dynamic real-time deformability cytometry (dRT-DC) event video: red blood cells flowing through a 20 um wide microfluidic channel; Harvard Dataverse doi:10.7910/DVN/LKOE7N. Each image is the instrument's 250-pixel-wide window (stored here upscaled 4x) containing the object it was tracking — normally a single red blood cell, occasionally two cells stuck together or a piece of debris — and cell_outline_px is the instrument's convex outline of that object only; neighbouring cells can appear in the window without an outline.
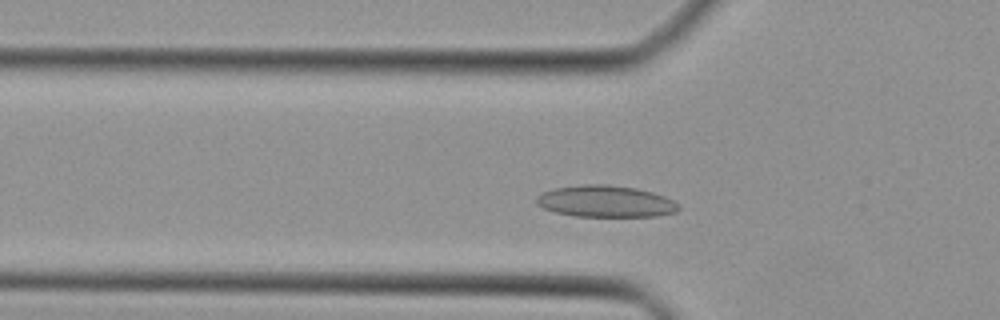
{"species": "Egyptian fruit bat (a non-hibernating species)", "species_latin": "Rousettus aegyptiacus", "temperature_condition": "cold", "stored_images_in_passage": 38, "camera_frame_rate_fps": 3000, "um_per_image_px": 0.085, "animal": {"sex": "female"}, "frame": {"image": 1, "passage_image": 8, "time_ms": 2.333, "image_size_px": [1000, 320], "cell_outline_px": [[680, 208], [676, 212], [656, 216], [576, 216], [556, 212], [544, 208], [536, 204], [536, 196], [540, 192], [556, 188], [584, 184], [604, 184], [636, 188], [652, 192], [664, 196], [680, 204]], "centroid_in_image_um": [51.47, 17.11], "position_along_channel_um": 74.3, "area_um2": 26.18}}
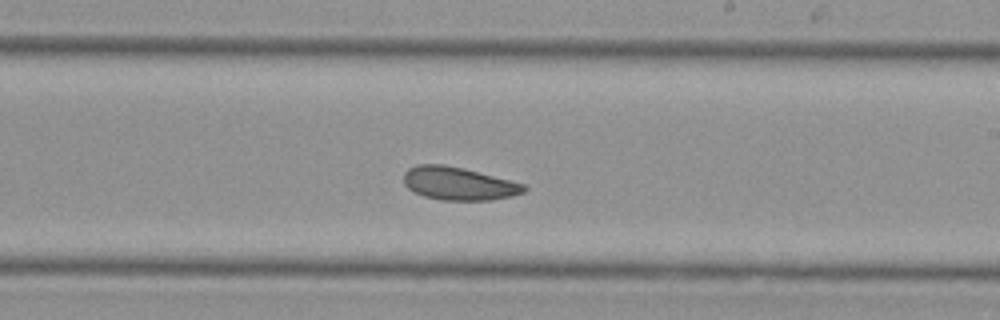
{"frame": {"image": 2, "passage_image": 20, "time_ms": 6.333, "image_size_px": [1000, 320], "cell_outline_px": [[528, 188], [524, 192], [512, 196], [492, 200], [440, 200], [424, 196], [412, 192], [404, 184], [404, 172], [408, 168], [416, 164], [444, 164], [464, 168], [524, 184]], "centroid_in_image_um": [38.95, 15.6], "position_along_channel_um": 250.1, "area_um2": 23.29}}
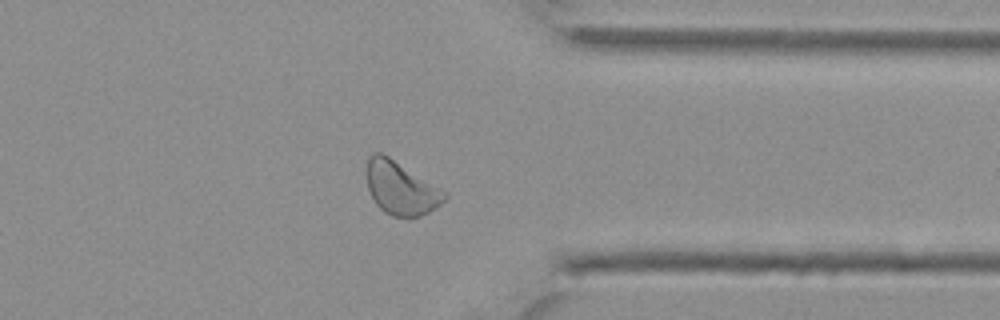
{"frame": {"image": 3, "passage_image": 29, "time_ms": 9.333, "image_size_px": [1000, 320], "cell_outline_px": [[448, 196], [440, 204], [428, 212], [420, 216], [408, 220], [392, 216], [384, 212], [376, 204], [368, 188], [368, 156], [372, 152], [380, 152], [388, 156], [448, 192]], "centroid_in_image_um": [34.1, 16.03], "position_along_channel_um": 377.3, "area_um2": 24.22}}